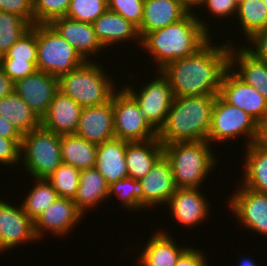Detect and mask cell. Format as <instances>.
<instances>
[{
  "label": "cell",
  "instance_id": "obj_30",
  "mask_svg": "<svg viewBox=\"0 0 267 266\" xmlns=\"http://www.w3.org/2000/svg\"><path fill=\"white\" fill-rule=\"evenodd\" d=\"M97 147V144L88 142L75 134L61 135L63 163L79 170L95 168Z\"/></svg>",
  "mask_w": 267,
  "mask_h": 266
},
{
  "label": "cell",
  "instance_id": "obj_47",
  "mask_svg": "<svg viewBox=\"0 0 267 266\" xmlns=\"http://www.w3.org/2000/svg\"><path fill=\"white\" fill-rule=\"evenodd\" d=\"M15 82L0 68V99L14 92Z\"/></svg>",
  "mask_w": 267,
  "mask_h": 266
},
{
  "label": "cell",
  "instance_id": "obj_4",
  "mask_svg": "<svg viewBox=\"0 0 267 266\" xmlns=\"http://www.w3.org/2000/svg\"><path fill=\"white\" fill-rule=\"evenodd\" d=\"M211 147L208 141L163 145V155L171 165L177 188H200L208 174L215 170L218 160Z\"/></svg>",
  "mask_w": 267,
  "mask_h": 266
},
{
  "label": "cell",
  "instance_id": "obj_52",
  "mask_svg": "<svg viewBox=\"0 0 267 266\" xmlns=\"http://www.w3.org/2000/svg\"><path fill=\"white\" fill-rule=\"evenodd\" d=\"M261 31H266V32H267V23H266V25H265L264 29H263V30H261Z\"/></svg>",
  "mask_w": 267,
  "mask_h": 266
},
{
  "label": "cell",
  "instance_id": "obj_46",
  "mask_svg": "<svg viewBox=\"0 0 267 266\" xmlns=\"http://www.w3.org/2000/svg\"><path fill=\"white\" fill-rule=\"evenodd\" d=\"M0 136L13 140H22L23 135L17 128L0 115Z\"/></svg>",
  "mask_w": 267,
  "mask_h": 266
},
{
  "label": "cell",
  "instance_id": "obj_38",
  "mask_svg": "<svg viewBox=\"0 0 267 266\" xmlns=\"http://www.w3.org/2000/svg\"><path fill=\"white\" fill-rule=\"evenodd\" d=\"M70 0H33L34 24H50L66 16Z\"/></svg>",
  "mask_w": 267,
  "mask_h": 266
},
{
  "label": "cell",
  "instance_id": "obj_43",
  "mask_svg": "<svg viewBox=\"0 0 267 266\" xmlns=\"http://www.w3.org/2000/svg\"><path fill=\"white\" fill-rule=\"evenodd\" d=\"M203 6L206 7L204 10L208 9V14L211 13L216 18L221 19L227 16H233L235 18L234 15L236 16L238 0H203L201 8Z\"/></svg>",
  "mask_w": 267,
  "mask_h": 266
},
{
  "label": "cell",
  "instance_id": "obj_19",
  "mask_svg": "<svg viewBox=\"0 0 267 266\" xmlns=\"http://www.w3.org/2000/svg\"><path fill=\"white\" fill-rule=\"evenodd\" d=\"M139 181L142 185V207L144 209L150 206H165L177 190L171 165L164 155Z\"/></svg>",
  "mask_w": 267,
  "mask_h": 266
},
{
  "label": "cell",
  "instance_id": "obj_36",
  "mask_svg": "<svg viewBox=\"0 0 267 266\" xmlns=\"http://www.w3.org/2000/svg\"><path fill=\"white\" fill-rule=\"evenodd\" d=\"M0 59L37 62V24L24 34Z\"/></svg>",
  "mask_w": 267,
  "mask_h": 266
},
{
  "label": "cell",
  "instance_id": "obj_45",
  "mask_svg": "<svg viewBox=\"0 0 267 266\" xmlns=\"http://www.w3.org/2000/svg\"><path fill=\"white\" fill-rule=\"evenodd\" d=\"M204 251L189 246L178 258L175 266H209Z\"/></svg>",
  "mask_w": 267,
  "mask_h": 266
},
{
  "label": "cell",
  "instance_id": "obj_32",
  "mask_svg": "<svg viewBox=\"0 0 267 266\" xmlns=\"http://www.w3.org/2000/svg\"><path fill=\"white\" fill-rule=\"evenodd\" d=\"M36 183L20 205L30 219L35 221L59 196L47 179H35Z\"/></svg>",
  "mask_w": 267,
  "mask_h": 266
},
{
  "label": "cell",
  "instance_id": "obj_15",
  "mask_svg": "<svg viewBox=\"0 0 267 266\" xmlns=\"http://www.w3.org/2000/svg\"><path fill=\"white\" fill-rule=\"evenodd\" d=\"M202 193L200 188H177L166 204L170 208L173 221L176 220L187 229L206 221L211 203L204 192Z\"/></svg>",
  "mask_w": 267,
  "mask_h": 266
},
{
  "label": "cell",
  "instance_id": "obj_5",
  "mask_svg": "<svg viewBox=\"0 0 267 266\" xmlns=\"http://www.w3.org/2000/svg\"><path fill=\"white\" fill-rule=\"evenodd\" d=\"M85 61L81 66L59 78V90L84 107L109 102L118 90L113 77H109L102 64ZM112 79V80H111Z\"/></svg>",
  "mask_w": 267,
  "mask_h": 266
},
{
  "label": "cell",
  "instance_id": "obj_18",
  "mask_svg": "<svg viewBox=\"0 0 267 266\" xmlns=\"http://www.w3.org/2000/svg\"><path fill=\"white\" fill-rule=\"evenodd\" d=\"M75 135L97 145L115 139L113 95L111 100L103 105L82 109Z\"/></svg>",
  "mask_w": 267,
  "mask_h": 266
},
{
  "label": "cell",
  "instance_id": "obj_37",
  "mask_svg": "<svg viewBox=\"0 0 267 266\" xmlns=\"http://www.w3.org/2000/svg\"><path fill=\"white\" fill-rule=\"evenodd\" d=\"M108 10L107 0H70L67 17L92 24Z\"/></svg>",
  "mask_w": 267,
  "mask_h": 266
},
{
  "label": "cell",
  "instance_id": "obj_48",
  "mask_svg": "<svg viewBox=\"0 0 267 266\" xmlns=\"http://www.w3.org/2000/svg\"><path fill=\"white\" fill-rule=\"evenodd\" d=\"M255 143L267 149V114L257 124Z\"/></svg>",
  "mask_w": 267,
  "mask_h": 266
},
{
  "label": "cell",
  "instance_id": "obj_12",
  "mask_svg": "<svg viewBox=\"0 0 267 266\" xmlns=\"http://www.w3.org/2000/svg\"><path fill=\"white\" fill-rule=\"evenodd\" d=\"M219 96L229 105L251 115L257 122L267 114V99L230 68L224 74Z\"/></svg>",
  "mask_w": 267,
  "mask_h": 266
},
{
  "label": "cell",
  "instance_id": "obj_44",
  "mask_svg": "<svg viewBox=\"0 0 267 266\" xmlns=\"http://www.w3.org/2000/svg\"><path fill=\"white\" fill-rule=\"evenodd\" d=\"M247 41V45L244 47L252 53L258 59L267 62V32L266 31H258L255 32ZM249 43L252 45H249ZM254 47V48H253Z\"/></svg>",
  "mask_w": 267,
  "mask_h": 266
},
{
  "label": "cell",
  "instance_id": "obj_11",
  "mask_svg": "<svg viewBox=\"0 0 267 266\" xmlns=\"http://www.w3.org/2000/svg\"><path fill=\"white\" fill-rule=\"evenodd\" d=\"M228 207L241 227L267 237V194H262L240 184L229 196Z\"/></svg>",
  "mask_w": 267,
  "mask_h": 266
},
{
  "label": "cell",
  "instance_id": "obj_21",
  "mask_svg": "<svg viewBox=\"0 0 267 266\" xmlns=\"http://www.w3.org/2000/svg\"><path fill=\"white\" fill-rule=\"evenodd\" d=\"M164 229L157 230L150 235L148 242L141 254L137 256L139 266H175L180 255L188 248L185 245L179 246L176 240L165 232ZM185 246V247H184Z\"/></svg>",
  "mask_w": 267,
  "mask_h": 266
},
{
  "label": "cell",
  "instance_id": "obj_1",
  "mask_svg": "<svg viewBox=\"0 0 267 266\" xmlns=\"http://www.w3.org/2000/svg\"><path fill=\"white\" fill-rule=\"evenodd\" d=\"M213 40L195 54L171 61L160 69L170 82L174 97L219 95L224 74L230 68L233 42L227 40L216 45Z\"/></svg>",
  "mask_w": 267,
  "mask_h": 266
},
{
  "label": "cell",
  "instance_id": "obj_3",
  "mask_svg": "<svg viewBox=\"0 0 267 266\" xmlns=\"http://www.w3.org/2000/svg\"><path fill=\"white\" fill-rule=\"evenodd\" d=\"M217 95L174 97L157 138L163 144L208 141Z\"/></svg>",
  "mask_w": 267,
  "mask_h": 266
},
{
  "label": "cell",
  "instance_id": "obj_33",
  "mask_svg": "<svg viewBox=\"0 0 267 266\" xmlns=\"http://www.w3.org/2000/svg\"><path fill=\"white\" fill-rule=\"evenodd\" d=\"M31 28L32 25L22 17L0 10V56Z\"/></svg>",
  "mask_w": 267,
  "mask_h": 266
},
{
  "label": "cell",
  "instance_id": "obj_9",
  "mask_svg": "<svg viewBox=\"0 0 267 266\" xmlns=\"http://www.w3.org/2000/svg\"><path fill=\"white\" fill-rule=\"evenodd\" d=\"M113 93L115 138L129 142L147 141L157 137V131L143 116L136 100L123 88Z\"/></svg>",
  "mask_w": 267,
  "mask_h": 266
},
{
  "label": "cell",
  "instance_id": "obj_24",
  "mask_svg": "<svg viewBox=\"0 0 267 266\" xmlns=\"http://www.w3.org/2000/svg\"><path fill=\"white\" fill-rule=\"evenodd\" d=\"M188 13L175 0H144L143 19L138 28L141 40L154 30L180 21Z\"/></svg>",
  "mask_w": 267,
  "mask_h": 266
},
{
  "label": "cell",
  "instance_id": "obj_6",
  "mask_svg": "<svg viewBox=\"0 0 267 266\" xmlns=\"http://www.w3.org/2000/svg\"><path fill=\"white\" fill-rule=\"evenodd\" d=\"M62 163L61 135L42 126L23 135L20 164L33 180L46 179Z\"/></svg>",
  "mask_w": 267,
  "mask_h": 266
},
{
  "label": "cell",
  "instance_id": "obj_49",
  "mask_svg": "<svg viewBox=\"0 0 267 266\" xmlns=\"http://www.w3.org/2000/svg\"><path fill=\"white\" fill-rule=\"evenodd\" d=\"M175 1L179 3L183 8H185L189 13H194L193 10H195L196 8L199 9V6L201 7L203 3V0H175Z\"/></svg>",
  "mask_w": 267,
  "mask_h": 266
},
{
  "label": "cell",
  "instance_id": "obj_13",
  "mask_svg": "<svg viewBox=\"0 0 267 266\" xmlns=\"http://www.w3.org/2000/svg\"><path fill=\"white\" fill-rule=\"evenodd\" d=\"M83 217L73 199L58 197L34 221L35 235L40 240L48 231L53 236L64 237L81 223Z\"/></svg>",
  "mask_w": 267,
  "mask_h": 266
},
{
  "label": "cell",
  "instance_id": "obj_17",
  "mask_svg": "<svg viewBox=\"0 0 267 266\" xmlns=\"http://www.w3.org/2000/svg\"><path fill=\"white\" fill-rule=\"evenodd\" d=\"M50 25L75 48L84 61H96L92 59L100 56L99 53L105 49L90 23L64 16L56 18Z\"/></svg>",
  "mask_w": 267,
  "mask_h": 266
},
{
  "label": "cell",
  "instance_id": "obj_2",
  "mask_svg": "<svg viewBox=\"0 0 267 266\" xmlns=\"http://www.w3.org/2000/svg\"><path fill=\"white\" fill-rule=\"evenodd\" d=\"M210 30L202 16L188 13L180 21L148 33L141 40V48L149 53L159 71L171 61L195 54L213 36Z\"/></svg>",
  "mask_w": 267,
  "mask_h": 266
},
{
  "label": "cell",
  "instance_id": "obj_27",
  "mask_svg": "<svg viewBox=\"0 0 267 266\" xmlns=\"http://www.w3.org/2000/svg\"><path fill=\"white\" fill-rule=\"evenodd\" d=\"M109 184L96 169L80 171L79 186L73 201L77 209L85 216L86 212L94 210L100 203L108 200Z\"/></svg>",
  "mask_w": 267,
  "mask_h": 266
},
{
  "label": "cell",
  "instance_id": "obj_22",
  "mask_svg": "<svg viewBox=\"0 0 267 266\" xmlns=\"http://www.w3.org/2000/svg\"><path fill=\"white\" fill-rule=\"evenodd\" d=\"M231 45L230 69L267 99V62L255 57L246 47ZM237 69V70H236Z\"/></svg>",
  "mask_w": 267,
  "mask_h": 266
},
{
  "label": "cell",
  "instance_id": "obj_35",
  "mask_svg": "<svg viewBox=\"0 0 267 266\" xmlns=\"http://www.w3.org/2000/svg\"><path fill=\"white\" fill-rule=\"evenodd\" d=\"M80 171L72 165L62 163L46 179L59 197L74 199L79 186Z\"/></svg>",
  "mask_w": 267,
  "mask_h": 266
},
{
  "label": "cell",
  "instance_id": "obj_10",
  "mask_svg": "<svg viewBox=\"0 0 267 266\" xmlns=\"http://www.w3.org/2000/svg\"><path fill=\"white\" fill-rule=\"evenodd\" d=\"M155 71L154 75L157 77L146 81V85L142 83L143 86L139 90L128 84L123 88L136 100L149 124L158 131L165 122L174 95L168 79L160 70Z\"/></svg>",
  "mask_w": 267,
  "mask_h": 266
},
{
  "label": "cell",
  "instance_id": "obj_8",
  "mask_svg": "<svg viewBox=\"0 0 267 266\" xmlns=\"http://www.w3.org/2000/svg\"><path fill=\"white\" fill-rule=\"evenodd\" d=\"M258 122L240 108L226 103L219 95L216 96L212 110L208 142H230L231 139L244 136L245 146L255 142ZM242 135V136H241Z\"/></svg>",
  "mask_w": 267,
  "mask_h": 266
},
{
  "label": "cell",
  "instance_id": "obj_7",
  "mask_svg": "<svg viewBox=\"0 0 267 266\" xmlns=\"http://www.w3.org/2000/svg\"><path fill=\"white\" fill-rule=\"evenodd\" d=\"M85 61L50 24H37V70L57 78Z\"/></svg>",
  "mask_w": 267,
  "mask_h": 266
},
{
  "label": "cell",
  "instance_id": "obj_31",
  "mask_svg": "<svg viewBox=\"0 0 267 266\" xmlns=\"http://www.w3.org/2000/svg\"><path fill=\"white\" fill-rule=\"evenodd\" d=\"M235 17L239 21L237 26L242 27L245 38L249 39L255 32L264 29L267 23V7L263 0H240Z\"/></svg>",
  "mask_w": 267,
  "mask_h": 266
},
{
  "label": "cell",
  "instance_id": "obj_26",
  "mask_svg": "<svg viewBox=\"0 0 267 266\" xmlns=\"http://www.w3.org/2000/svg\"><path fill=\"white\" fill-rule=\"evenodd\" d=\"M163 156V144L156 137L147 141L128 142L126 164L130 178L140 180Z\"/></svg>",
  "mask_w": 267,
  "mask_h": 266
},
{
  "label": "cell",
  "instance_id": "obj_16",
  "mask_svg": "<svg viewBox=\"0 0 267 266\" xmlns=\"http://www.w3.org/2000/svg\"><path fill=\"white\" fill-rule=\"evenodd\" d=\"M59 90V78L43 71H36L15 82L14 91L41 119L48 111L55 93Z\"/></svg>",
  "mask_w": 267,
  "mask_h": 266
},
{
  "label": "cell",
  "instance_id": "obj_29",
  "mask_svg": "<svg viewBox=\"0 0 267 266\" xmlns=\"http://www.w3.org/2000/svg\"><path fill=\"white\" fill-rule=\"evenodd\" d=\"M0 115L14 125L22 134L41 126V119L14 91L0 99Z\"/></svg>",
  "mask_w": 267,
  "mask_h": 266
},
{
  "label": "cell",
  "instance_id": "obj_34",
  "mask_svg": "<svg viewBox=\"0 0 267 266\" xmlns=\"http://www.w3.org/2000/svg\"><path fill=\"white\" fill-rule=\"evenodd\" d=\"M115 195L127 211L145 210L142 207V185L139 180L127 177L109 185L108 200Z\"/></svg>",
  "mask_w": 267,
  "mask_h": 266
},
{
  "label": "cell",
  "instance_id": "obj_50",
  "mask_svg": "<svg viewBox=\"0 0 267 266\" xmlns=\"http://www.w3.org/2000/svg\"><path fill=\"white\" fill-rule=\"evenodd\" d=\"M238 258H241L239 265L237 264L236 266H260L258 265L257 263H255L256 261L252 260V258H246V257H238Z\"/></svg>",
  "mask_w": 267,
  "mask_h": 266
},
{
  "label": "cell",
  "instance_id": "obj_51",
  "mask_svg": "<svg viewBox=\"0 0 267 266\" xmlns=\"http://www.w3.org/2000/svg\"><path fill=\"white\" fill-rule=\"evenodd\" d=\"M8 250L3 246V239H2V236H1V233H0V254L1 253H4L7 252Z\"/></svg>",
  "mask_w": 267,
  "mask_h": 266
},
{
  "label": "cell",
  "instance_id": "obj_20",
  "mask_svg": "<svg viewBox=\"0 0 267 266\" xmlns=\"http://www.w3.org/2000/svg\"><path fill=\"white\" fill-rule=\"evenodd\" d=\"M83 107L58 90L47 113L41 118V126L58 135L75 134Z\"/></svg>",
  "mask_w": 267,
  "mask_h": 266
},
{
  "label": "cell",
  "instance_id": "obj_40",
  "mask_svg": "<svg viewBox=\"0 0 267 266\" xmlns=\"http://www.w3.org/2000/svg\"><path fill=\"white\" fill-rule=\"evenodd\" d=\"M0 68L14 82L27 77L37 71V62L14 61V59H0Z\"/></svg>",
  "mask_w": 267,
  "mask_h": 266
},
{
  "label": "cell",
  "instance_id": "obj_39",
  "mask_svg": "<svg viewBox=\"0 0 267 266\" xmlns=\"http://www.w3.org/2000/svg\"><path fill=\"white\" fill-rule=\"evenodd\" d=\"M108 9L123 16L137 28L143 19L144 0H107Z\"/></svg>",
  "mask_w": 267,
  "mask_h": 266
},
{
  "label": "cell",
  "instance_id": "obj_53",
  "mask_svg": "<svg viewBox=\"0 0 267 266\" xmlns=\"http://www.w3.org/2000/svg\"><path fill=\"white\" fill-rule=\"evenodd\" d=\"M264 5L267 7V0H263Z\"/></svg>",
  "mask_w": 267,
  "mask_h": 266
},
{
  "label": "cell",
  "instance_id": "obj_25",
  "mask_svg": "<svg viewBox=\"0 0 267 266\" xmlns=\"http://www.w3.org/2000/svg\"><path fill=\"white\" fill-rule=\"evenodd\" d=\"M128 142L115 138L98 144L95 168L109 185L129 177L125 159Z\"/></svg>",
  "mask_w": 267,
  "mask_h": 266
},
{
  "label": "cell",
  "instance_id": "obj_23",
  "mask_svg": "<svg viewBox=\"0 0 267 266\" xmlns=\"http://www.w3.org/2000/svg\"><path fill=\"white\" fill-rule=\"evenodd\" d=\"M92 25L98 40L105 49L106 47H113L112 45L115 43V45L123 44L129 40L132 42L134 40L141 46L138 28L120 14L109 9L100 15Z\"/></svg>",
  "mask_w": 267,
  "mask_h": 266
},
{
  "label": "cell",
  "instance_id": "obj_41",
  "mask_svg": "<svg viewBox=\"0 0 267 266\" xmlns=\"http://www.w3.org/2000/svg\"><path fill=\"white\" fill-rule=\"evenodd\" d=\"M21 144L22 140L0 136V163L10 167L18 166L21 161Z\"/></svg>",
  "mask_w": 267,
  "mask_h": 266
},
{
  "label": "cell",
  "instance_id": "obj_42",
  "mask_svg": "<svg viewBox=\"0 0 267 266\" xmlns=\"http://www.w3.org/2000/svg\"><path fill=\"white\" fill-rule=\"evenodd\" d=\"M0 10L16 14L34 25L33 0H0Z\"/></svg>",
  "mask_w": 267,
  "mask_h": 266
},
{
  "label": "cell",
  "instance_id": "obj_28",
  "mask_svg": "<svg viewBox=\"0 0 267 266\" xmlns=\"http://www.w3.org/2000/svg\"><path fill=\"white\" fill-rule=\"evenodd\" d=\"M242 186L267 194V149L255 142L245 147ZM244 179V180H243Z\"/></svg>",
  "mask_w": 267,
  "mask_h": 266
},
{
  "label": "cell",
  "instance_id": "obj_14",
  "mask_svg": "<svg viewBox=\"0 0 267 266\" xmlns=\"http://www.w3.org/2000/svg\"><path fill=\"white\" fill-rule=\"evenodd\" d=\"M0 199V233L3 246L8 250L25 243L39 241L35 235L34 221L24 212L22 206Z\"/></svg>",
  "mask_w": 267,
  "mask_h": 266
}]
</instances>
